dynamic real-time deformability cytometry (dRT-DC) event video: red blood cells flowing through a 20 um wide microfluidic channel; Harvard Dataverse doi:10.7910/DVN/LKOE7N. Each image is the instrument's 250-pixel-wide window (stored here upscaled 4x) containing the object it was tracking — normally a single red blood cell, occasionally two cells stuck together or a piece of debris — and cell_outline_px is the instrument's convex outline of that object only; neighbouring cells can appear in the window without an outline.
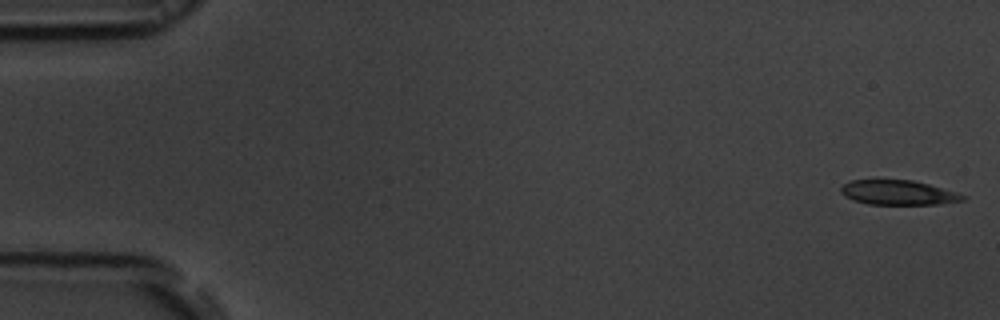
{"species": "common noctule bat (a hibernating species)", "species_latin": "Nyctalus noctula", "temperature_condition": "room temperature", "stored_images_in_passage": 53, "camera_frame_rate_fps": 3000, "um_per_image_px": 0.085, "animal": {"sex": "male", "body_mass_g": 19.5, "forearm_length_mm": 54.6}, "frame": {"image": 1, "passage_image": 1, "time_ms": 0.0, "image_size_px": [1000, 320], "cell_outline_px": [[968, 196], [964, 200], [940, 204], [868, 204], [852, 200], [844, 196], [840, 192], [840, 188], [844, 184], [852, 180], [912, 180], [928, 184], [956, 192]], "centroid_in_image_um": [76.34, 16.37], "position_along_channel_um": 8.7, "area_um2": 17.46}}
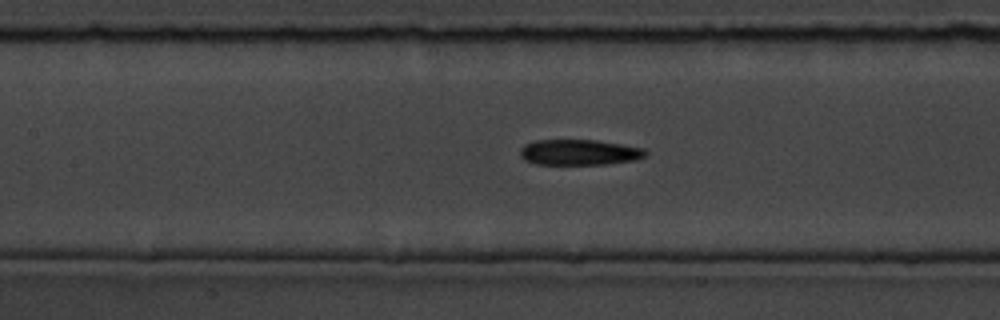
{"frame": {"image": 2, "passage_image": 24, "time_ms": 7.667, "image_size_px": [1000, 320], "cell_outline_px": [[648, 152], [644, 156], [636, 160], [608, 164], [536, 164], [524, 160], [520, 156], [520, 148], [524, 144], [536, 140], [596, 140], [644, 148]], "centroid_in_image_um": [49.22, 12.95], "position_along_channel_um": 158.2, "area_um2": 18.79}}
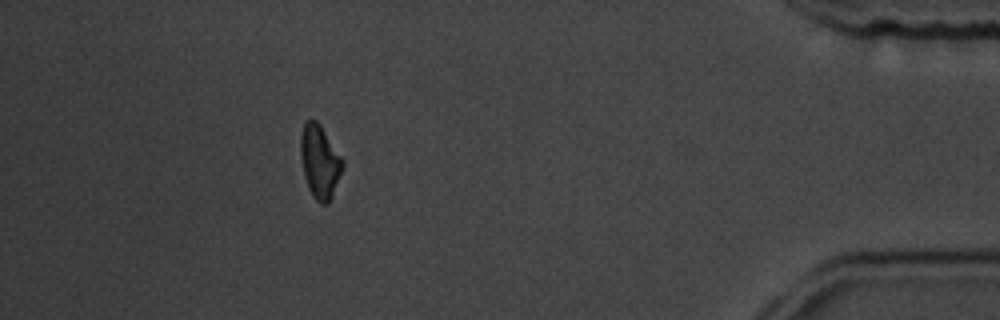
{"frame": {"image": 3, "passage_image": 48, "time_ms": 15.667, "image_size_px": [1000, 320], "cell_outline_px": [[344, 164], [332, 196], [328, 204], [320, 204], [312, 196], [308, 188], [304, 172], [300, 152], [300, 136], [304, 124], [308, 120], [316, 120], [320, 124], [344, 160]], "centroid_in_image_um": [27.18, 13.74], "position_along_channel_um": 408.0, "area_um2": 17.8}, "authors_computed_cell_mechanics": {"area_um2": 18.7272, "velocity_mm_per_s": 3.7801, "shape_relaxation_time_tau1_ms": null, "shape_relaxation_time_tau2_ms": 4.152, "deformation_change_tau1": null, "deformation_change_tau2": 0.1196}}